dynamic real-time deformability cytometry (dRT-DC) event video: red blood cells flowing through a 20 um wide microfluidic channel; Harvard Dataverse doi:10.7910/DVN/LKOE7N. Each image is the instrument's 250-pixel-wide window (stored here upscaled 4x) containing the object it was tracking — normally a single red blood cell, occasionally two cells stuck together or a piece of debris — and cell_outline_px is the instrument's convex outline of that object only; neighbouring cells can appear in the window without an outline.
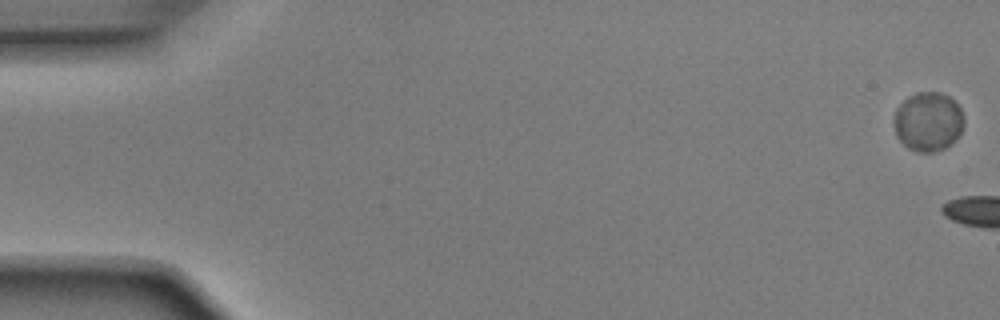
{"species": "Egyptian fruit bat (a non-hibernating species)", "species_latin": "Rousettus aegyptiacus", "temperature_condition": "room temperature", "stored_images_in_passage": 4, "camera_frame_rate_fps": 3000, "um_per_image_px": 0.085, "animal": {"sex": "male"}, "frame": {"image": 1, "passage_image": 1, "time_ms": 0.0, "image_size_px": [1000, 320], "cell_outline_px": [[964, 124], [956, 140], [944, 148], [932, 152], [916, 152], [908, 148], [896, 136], [892, 120], [896, 108], [908, 96], [916, 92], [936, 92], [948, 96], [960, 108], [964, 116]], "centroid_in_image_um": [78.86, 10.34], "position_along_channel_um": 6.1, "area_um2": 24.28}}